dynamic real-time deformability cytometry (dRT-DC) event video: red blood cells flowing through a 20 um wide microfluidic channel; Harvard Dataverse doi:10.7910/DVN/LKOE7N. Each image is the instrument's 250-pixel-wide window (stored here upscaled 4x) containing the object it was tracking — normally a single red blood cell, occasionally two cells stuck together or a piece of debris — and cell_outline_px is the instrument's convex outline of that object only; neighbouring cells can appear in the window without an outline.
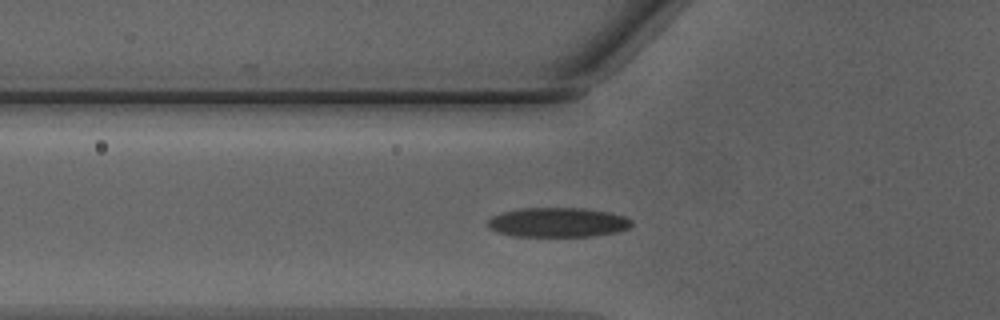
{"species": "Egyptian fruit bat (a non-hibernating species)", "species_latin": "Rousettus aegyptiacus", "temperature_condition": "warm", "stored_images_in_passage": 42, "camera_frame_rate_fps": 3000, "um_per_image_px": 0.085, "animal": {"sex": "male"}, "frame": {"image": 1, "passage_image": 11, "time_ms": 3.333, "image_size_px": [1000, 320], "cell_outline_px": [[632, 224], [628, 228], [616, 232], [592, 236], [512, 236], [496, 232], [488, 228], [488, 220], [492, 216], [500, 212], [520, 208], [584, 208], [612, 212], [624, 216], [632, 220]], "centroid_in_image_um": [47.39, 18.89], "position_along_channel_um": 78.4, "area_um2": 24.97}}
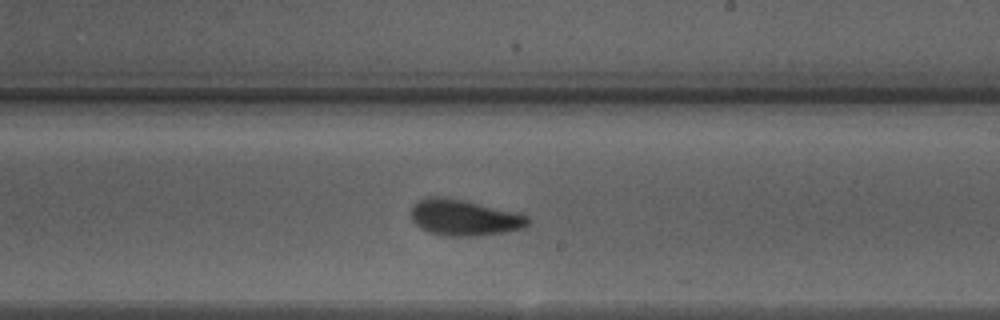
{"frame": {"image": 2, "passage_image": 23, "time_ms": 7.333, "image_size_px": [1000, 320], "cell_outline_px": [[528, 224], [524, 228], [504, 232], [476, 236], [448, 236], [428, 232], [420, 228], [412, 220], [412, 204], [416, 200], [424, 196], [444, 196], [464, 200], [528, 216]], "centroid_in_image_um": [39.38, 18.48], "position_along_channel_um": 249.6, "area_um2": 24.51}}
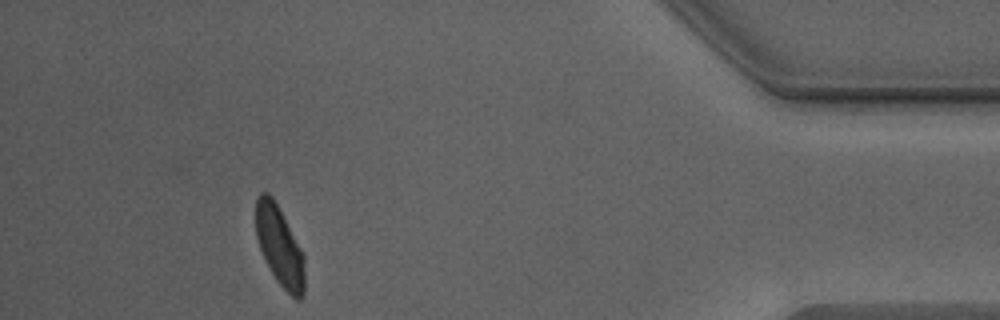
{"frame": {"image": 3, "passage_image": 38, "time_ms": 12.333, "image_size_px": [1000, 320], "cell_outline_px": [[304, 296], [300, 300], [296, 300], [276, 280], [260, 248], [256, 236], [256, 200], [260, 192], [268, 192], [272, 196], [300, 248], [304, 256]], "centroid_in_image_um": [23.76, 20.93], "position_along_channel_um": 411.4, "area_um2": 22.14}, "authors_computed_cell_mechanics": {"area_um2": 23.8136, "velocity_mm_per_s": 4.2757, "shape_relaxation_time_tau1_ms": 2.8358, "shape_relaxation_time_tau2_ms": 1.1053, "deformation_change_tau1": 0.1399, "deformation_change_tau2": 0.0815}}